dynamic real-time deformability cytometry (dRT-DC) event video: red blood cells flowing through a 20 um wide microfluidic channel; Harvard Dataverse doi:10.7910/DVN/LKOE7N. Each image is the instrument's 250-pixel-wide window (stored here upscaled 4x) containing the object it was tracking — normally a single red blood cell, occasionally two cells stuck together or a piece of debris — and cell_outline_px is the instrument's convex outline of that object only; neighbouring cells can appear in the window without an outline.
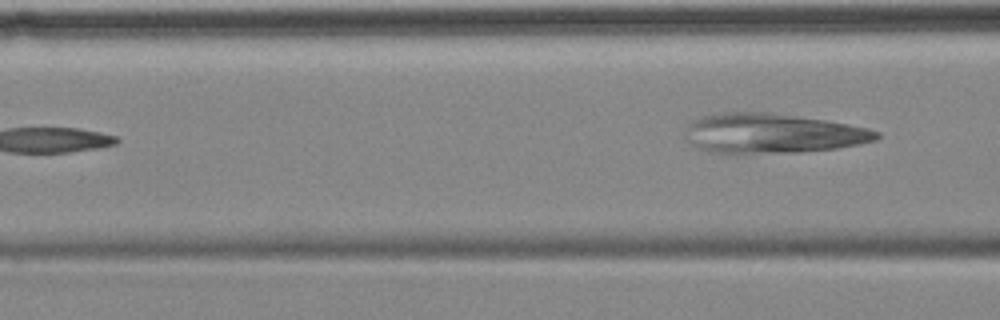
{"species": "common noctule bat (a hibernating species)", "species_latin": "Nyctalus noctula", "temperature_condition": "cold", "stored_images_in_passage": 4, "camera_frame_rate_fps": 3000, "um_per_image_px": 0.085, "animal": {"sex": "female", "body_mass_g": 18.4}, "frame": {"image": 1, "passage_image": 4, "time_ms": 3.667, "image_size_px": [1000, 320], "cell_outline_px": [[880, 136], [876, 140], [860, 144], [836, 148], [800, 152], [736, 156], [728, 156], [712, 152], [688, 140], [684, 136], [684, 132], [688, 124], [692, 120], [700, 116], [720, 112], [768, 112], [824, 120], [848, 124], [868, 128], [880, 132]], "centroid_in_image_um": [65.61, 11.36], "position_along_channel_um": 101.0, "area_um2": 45.14}}